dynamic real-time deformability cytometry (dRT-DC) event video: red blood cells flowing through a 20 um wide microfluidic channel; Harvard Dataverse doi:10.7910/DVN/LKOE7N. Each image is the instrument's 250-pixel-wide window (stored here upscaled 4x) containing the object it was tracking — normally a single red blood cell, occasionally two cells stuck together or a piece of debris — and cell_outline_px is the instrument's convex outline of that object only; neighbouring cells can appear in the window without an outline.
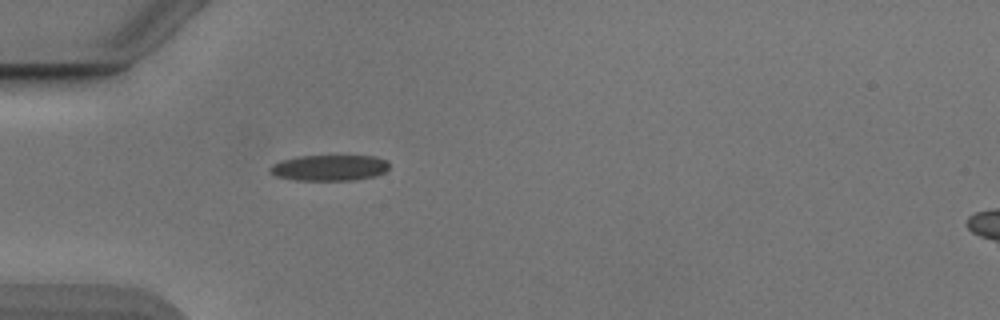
{"species": "Egyptian fruit bat (a non-hibernating species)", "species_latin": "Rousettus aegyptiacus", "temperature_condition": "cold", "stored_images_in_passage": 38, "camera_frame_rate_fps": 3000, "um_per_image_px": 0.085, "animal": {"sex": "male"}, "frame": {"image": 1, "passage_image": 1, "time_ms": 0.0, "image_size_px": [1000, 320], "cell_outline_px": [[388, 168], [384, 172], [376, 176], [352, 180], [296, 180], [276, 176], [268, 168], [272, 164], [280, 160], [296, 156], [376, 156], [388, 160]], "centroid_in_image_um": [28.0, 14.25], "position_along_channel_um": 57.0, "area_um2": 18.03}}
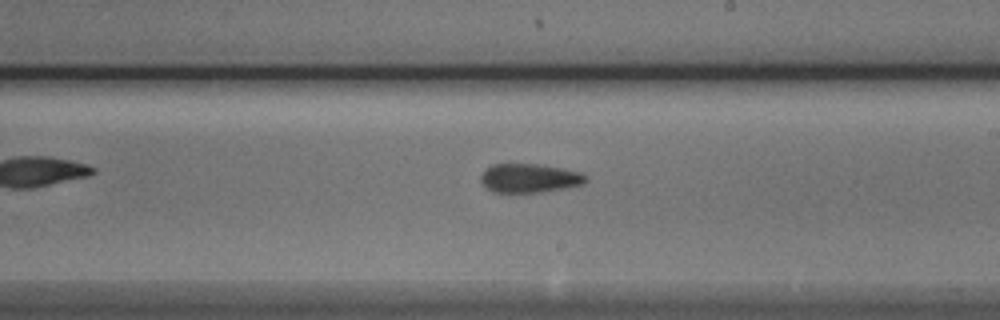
{"frame": {"image": 2, "passage_image": 16, "time_ms": 5.0, "image_size_px": [1000, 320], "cell_outline_px": [[588, 180], [584, 184], [544, 192], [492, 192], [480, 180], [480, 176], [492, 164], [536, 164], [560, 168], [580, 172]], "centroid_in_image_um": [45.01, 15.15], "position_along_channel_um": 244.0, "area_um2": 17.46}}
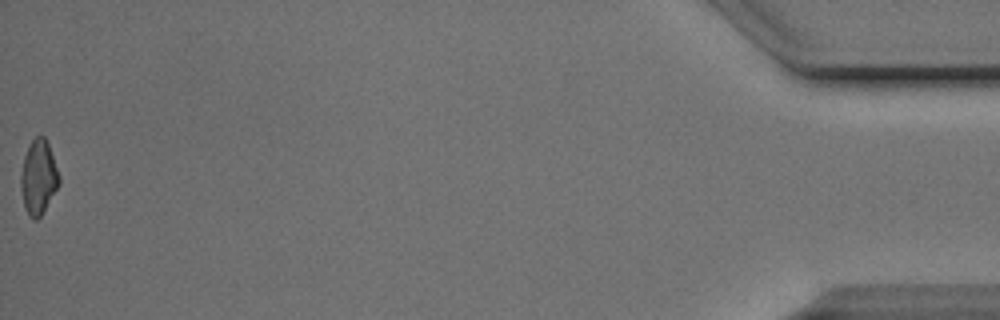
{"frame": {"image": 3, "passage_image": 38, "time_ms": 12.333, "image_size_px": [1000, 320], "cell_outline_px": [[60, 184], [40, 216], [36, 220], [32, 220], [28, 216], [24, 208], [20, 188], [20, 176], [24, 156], [28, 144], [36, 136], [44, 136], [48, 144], [60, 176]], "centroid_in_image_um": [3.25, 15.08], "position_along_channel_um": 432.0, "area_um2": 16.7}, "authors_computed_cell_mechanics": {"area_um2": 17.4556, "velocity_mm_per_s": 3.8889, "shape_relaxation_time_tau1_ms": null, "shape_relaxation_time_tau2_ms": 2.9537, "deformation_change_tau1": null, "deformation_change_tau2": 0.1203}}